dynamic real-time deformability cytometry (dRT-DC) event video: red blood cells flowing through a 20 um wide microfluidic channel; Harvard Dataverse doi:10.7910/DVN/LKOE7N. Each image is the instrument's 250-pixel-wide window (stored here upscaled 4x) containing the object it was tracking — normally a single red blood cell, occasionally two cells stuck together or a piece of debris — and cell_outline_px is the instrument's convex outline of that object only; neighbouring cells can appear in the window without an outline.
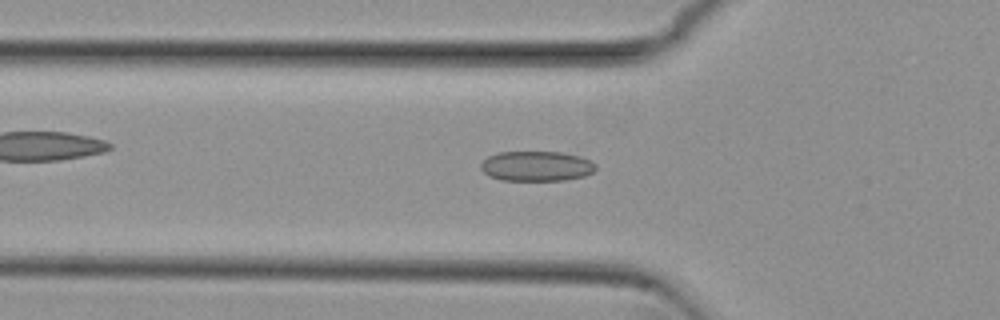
{"species": "common noctule bat (a hibernating species)", "species_latin": "Nyctalus noctula", "temperature_condition": "cold", "stored_images_in_passage": 52, "camera_frame_rate_fps": 3000, "um_per_image_px": 0.085, "animal": {"sex": "female", "body_mass_g": 29.2, "forearm_length_mm": 56.3}, "frame": {"image": 1, "passage_image": 17, "time_ms": 5.333, "image_size_px": [1000, 320], "cell_outline_px": [[596, 168], [592, 172], [584, 176], [564, 180], [500, 180], [488, 176], [480, 168], [480, 164], [488, 156], [496, 152], [560, 152], [580, 156], [596, 164]], "centroid_in_image_um": [45.57, 14.12], "position_along_channel_um": 80.2, "area_um2": 20.11}}
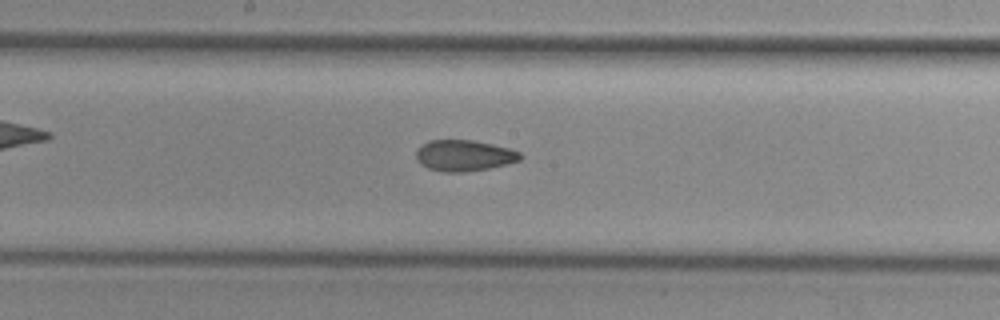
{"frame": {"image": 2, "passage_image": 27, "time_ms": 8.667, "image_size_px": [1000, 320], "cell_outline_px": [[520, 160], [488, 168], [464, 172], [444, 172], [428, 168], [420, 164], [416, 160], [416, 148], [420, 144], [428, 140], [472, 140], [492, 144], [508, 148], [520, 152]], "centroid_in_image_um": [39.37, 13.21], "position_along_channel_um": 208.8, "area_um2": 18.84}}
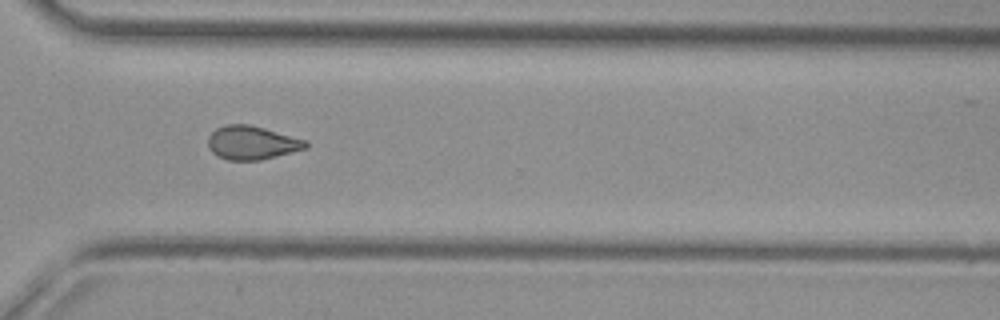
{"frame": {"image": 3, "passage_image": 38, "time_ms": 12.333, "image_size_px": [1000, 320], "cell_outline_px": [[308, 148], [260, 160], [228, 160], [212, 152], [208, 148], [208, 136], [216, 128], [224, 124], [248, 124], [264, 128], [308, 140]], "centroid_in_image_um": [21.42, 12.12], "position_along_channel_um": 349.2, "area_um2": 19.19}, "authors_computed_cell_mechanics": {"area_um2": 19.3052, "velocity_mm_per_s": 3.8336, "shape_relaxation_time_tau1_ms": null, "shape_relaxation_time_tau2_ms": 2.7289, "deformation_change_tau1": null, "deformation_change_tau2": 0.0773}}